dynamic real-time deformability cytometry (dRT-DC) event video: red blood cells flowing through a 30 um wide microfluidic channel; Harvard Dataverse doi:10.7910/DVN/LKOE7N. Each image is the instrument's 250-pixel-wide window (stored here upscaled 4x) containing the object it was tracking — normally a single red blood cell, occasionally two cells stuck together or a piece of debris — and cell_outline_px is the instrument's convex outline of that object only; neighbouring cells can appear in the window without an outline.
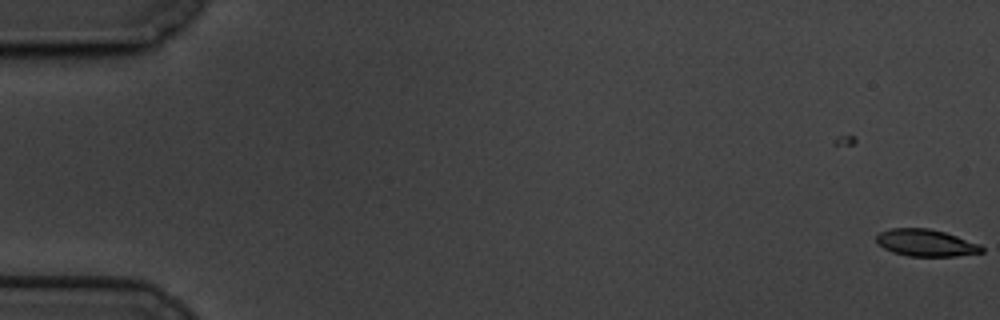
{"species": "common noctule bat (a hibernating species)", "species_latin": "Nyctalus noctula", "temperature_condition": "cold", "stored_images_in_passage": 5, "camera_frame_rate_fps": 3000, "um_per_image_px": 0.085, "animal": {"sex": "male", "body_mass_g": 19.5, "forearm_length_mm": 54.6}, "frame": {"image": 1, "passage_image": 5, "time_ms": 1.333, "image_size_px": [1000, 320], "cell_outline_px": [[984, 252], [956, 256], [908, 256], [892, 252], [876, 244], [876, 236], [880, 232], [892, 228], [928, 228], [944, 232], [980, 244], [984, 248]], "centroid_in_image_um": [78.68, 20.64], "position_along_channel_um": 6.3, "area_um2": 16.59}}